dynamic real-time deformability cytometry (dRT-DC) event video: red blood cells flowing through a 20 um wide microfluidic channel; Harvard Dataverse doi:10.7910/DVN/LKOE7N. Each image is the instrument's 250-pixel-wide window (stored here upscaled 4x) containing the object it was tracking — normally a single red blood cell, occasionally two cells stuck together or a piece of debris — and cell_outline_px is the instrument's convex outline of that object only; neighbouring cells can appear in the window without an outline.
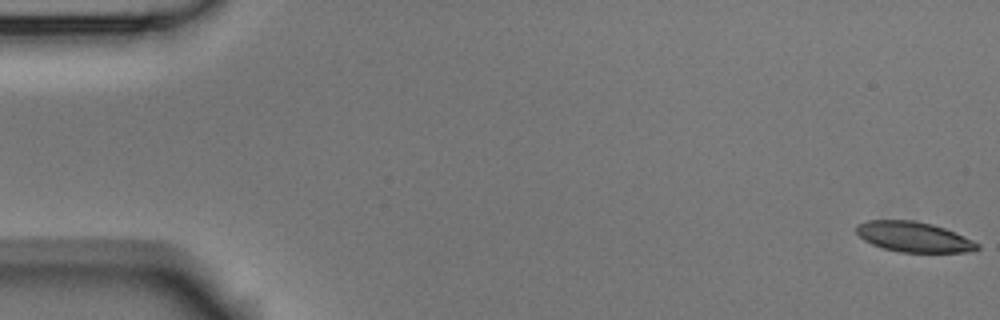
{"species": "Egyptian fruit bat (a non-hibernating species)", "species_latin": "Rousettus aegyptiacus", "temperature_condition": "room temperature", "stored_images_in_passage": 5, "camera_frame_rate_fps": 3000, "um_per_image_px": 0.085, "animal": {"sex": "male"}, "frame": {"image": 1, "passage_image": 1, "time_ms": 0.0, "image_size_px": [1000, 320], "cell_outline_px": [[980, 248], [972, 252], [900, 252], [884, 248], [872, 244], [864, 240], [856, 232], [856, 224], [868, 220], [912, 220], [932, 224], [944, 228], [972, 240], [980, 244]], "centroid_in_image_um": [77.66, 20.14], "position_along_channel_um": 7.3, "area_um2": 21.21}}
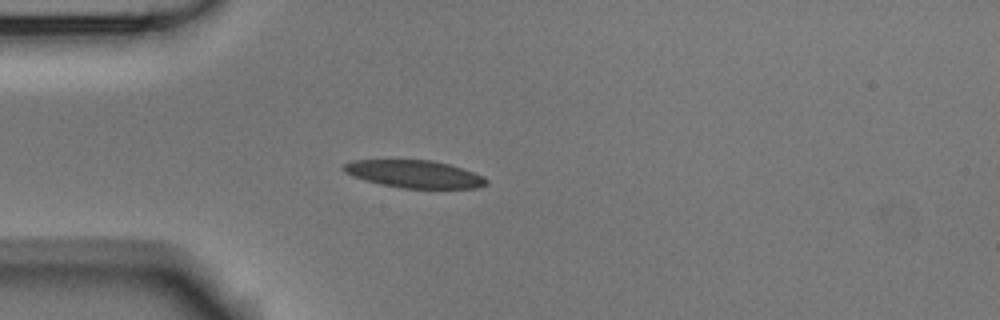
{"frame": {"image": 2, "passage_image": 4, "time_ms": 1.0, "image_size_px": [1000, 320], "cell_outline_px": [[488, 184], [480, 188], [400, 188], [380, 184], [364, 180], [352, 176], [344, 172], [340, 168], [344, 164], [352, 160], [432, 160], [448, 164], [484, 176], [488, 180]], "centroid_in_image_um": [35.19, 14.8], "position_along_channel_um": 49.8, "area_um2": 23.0}}